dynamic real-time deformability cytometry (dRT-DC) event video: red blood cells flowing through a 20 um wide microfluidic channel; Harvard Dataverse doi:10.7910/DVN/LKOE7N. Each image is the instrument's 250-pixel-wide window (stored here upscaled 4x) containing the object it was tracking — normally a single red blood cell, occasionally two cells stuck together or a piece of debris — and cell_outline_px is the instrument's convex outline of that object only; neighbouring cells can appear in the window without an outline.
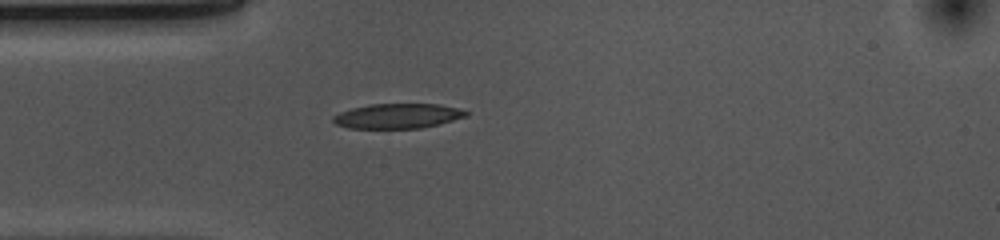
{"species": "common noctule bat (a hibernating species)", "species_latin": "Nyctalus noctula", "temperature_condition": "cold", "stored_images_in_passage": 41, "camera_frame_rate_fps": 3000, "um_per_image_px": 0.085, "animal": {"sex": "female", "body_mass_g": 10.0, "forearm_length_mm": 53.1}, "frame": {"image": 1, "passage_image": 1, "time_ms": 0.0, "image_size_px": [1000, 240], "cell_outline_px": [[468, 116], [440, 124], [420, 128], [348, 128], [336, 124], [332, 120], [332, 116], [340, 112], [352, 108], [372, 104], [440, 104], [460, 108], [468, 112]], "centroid_in_image_um": [33.83, 9.86], "position_along_channel_um": 51.2, "area_um2": 19.31}}
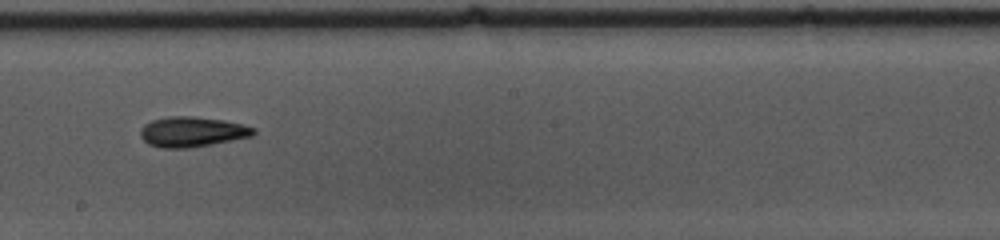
{"frame": {"image": 2, "passage_image": 16, "time_ms": 5.0, "image_size_px": [1000, 240], "cell_outline_px": [[256, 132], [252, 136], [212, 144], [188, 148], [160, 148], [148, 144], [140, 136], [140, 128], [144, 124], [152, 120], [168, 116], [192, 116], [224, 120], [244, 124], [256, 128]], "centroid_in_image_um": [16.32, 11.2], "position_along_channel_um": 231.9, "area_um2": 20.06}}
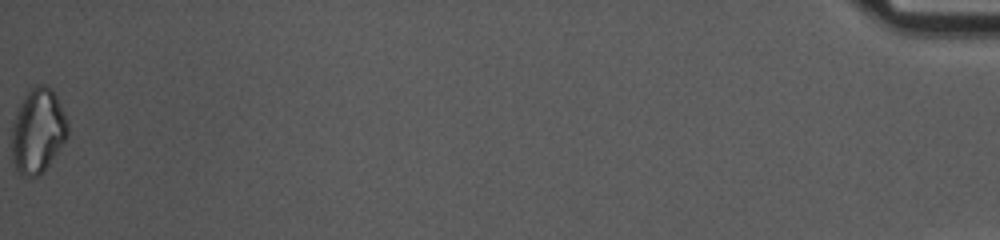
{"frame": {"image": 3, "passage_image": 41, "time_ms": 13.333, "image_size_px": [1000, 240], "cell_outline_px": [[68, 136], [40, 176], [20, 176], [16, 172], [12, 156], [12, 124], [16, 108], [24, 96], [36, 84], [44, 84], [52, 88], [68, 120]], "centroid_in_image_um": [3.2, 11.12], "position_along_channel_um": 432.0, "area_um2": 27.86}, "authors_computed_cell_mechanics": {"area_um2": 19.3052, "velocity_mm_per_s": 3.6884, "shape_relaxation_time_tau1_ms": 4.64, "shape_relaxation_time_tau2_ms": 5.6022, "deformation_change_tau1": 0.1356, "deformation_change_tau2": 0.135}}